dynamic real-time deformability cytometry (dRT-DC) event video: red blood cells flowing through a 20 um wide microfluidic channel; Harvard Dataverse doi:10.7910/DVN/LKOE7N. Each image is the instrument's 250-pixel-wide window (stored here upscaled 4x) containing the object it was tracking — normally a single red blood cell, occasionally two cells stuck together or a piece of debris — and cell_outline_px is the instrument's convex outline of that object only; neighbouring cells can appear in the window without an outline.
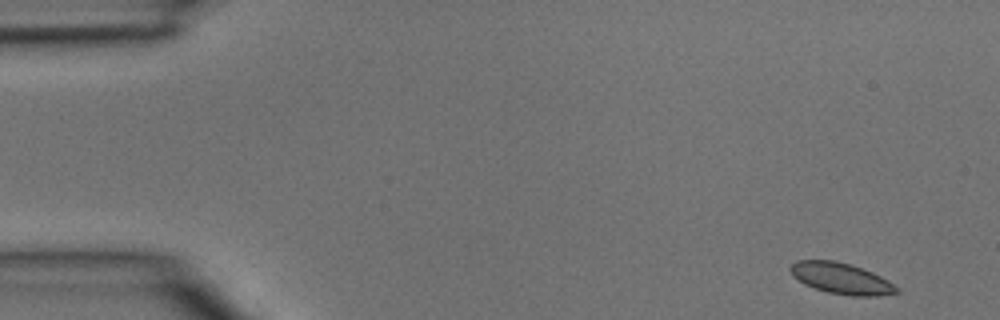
{"species": "common noctule bat (a hibernating species)", "species_latin": "Nyctalus noctula", "temperature_condition": "room temperature", "stored_images_in_passage": 5, "camera_frame_rate_fps": 3000, "um_per_image_px": 0.085, "animal": {"sex": "male", "body_mass_g": 15.6}, "frame": {"image": 1, "passage_image": 1, "time_ms": 0.0, "image_size_px": [1000, 320], "cell_outline_px": [[900, 292], [876, 296], [852, 296], [828, 292], [804, 284], [788, 268], [796, 260], [836, 260], [852, 264], [872, 272], [880, 276], [900, 288]], "centroid_in_image_um": [71.54, 23.66], "position_along_channel_um": 13.5, "area_um2": 19.13}}
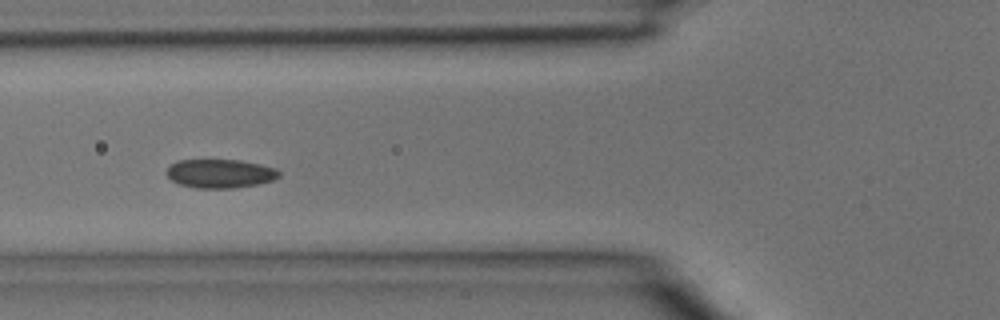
{"frame": {"image": 2, "passage_image": 5, "time_ms": 1.333, "image_size_px": [1000, 320], "cell_outline_px": [[280, 176], [272, 180], [256, 184], [232, 188], [196, 188], [180, 184], [172, 180], [168, 176], [168, 168], [172, 164], [180, 160], [240, 160], [260, 164], [276, 168], [280, 172]], "centroid_in_image_um": [18.74, 14.75], "position_along_channel_um": 107.1, "area_um2": 18.61}}